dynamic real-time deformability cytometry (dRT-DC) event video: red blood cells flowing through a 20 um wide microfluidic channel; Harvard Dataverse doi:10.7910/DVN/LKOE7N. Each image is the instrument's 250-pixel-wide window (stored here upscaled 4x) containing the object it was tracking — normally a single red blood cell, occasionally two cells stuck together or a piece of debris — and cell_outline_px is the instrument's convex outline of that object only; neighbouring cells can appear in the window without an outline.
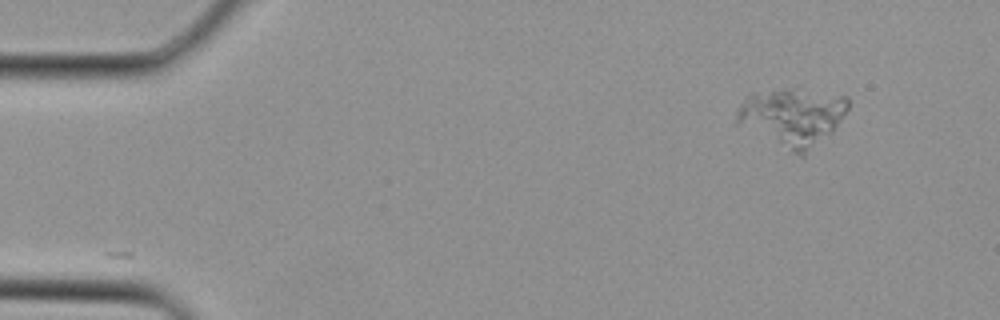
{"species": "Egyptian fruit bat (a non-hibernating species)", "species_latin": "Rousettus aegyptiacus", "temperature_condition": "cold", "stored_images_in_passage": 3, "camera_frame_rate_fps": 3000, "um_per_image_px": 0.085, "animal": {"sex": "female"}, "frame": {"image": 1, "passage_image": 3, "time_ms": 0.667, "image_size_px": [1000, 320], "cell_outline_px": [[848, 108], [832, 132], [804, 156], [800, 156], [732, 124], [736, 112], [740, 104], [748, 92], [792, 88], [848, 96]], "centroid_in_image_um": [67.25, 9.94], "position_along_channel_um": 17.7, "area_um2": 38.26}}